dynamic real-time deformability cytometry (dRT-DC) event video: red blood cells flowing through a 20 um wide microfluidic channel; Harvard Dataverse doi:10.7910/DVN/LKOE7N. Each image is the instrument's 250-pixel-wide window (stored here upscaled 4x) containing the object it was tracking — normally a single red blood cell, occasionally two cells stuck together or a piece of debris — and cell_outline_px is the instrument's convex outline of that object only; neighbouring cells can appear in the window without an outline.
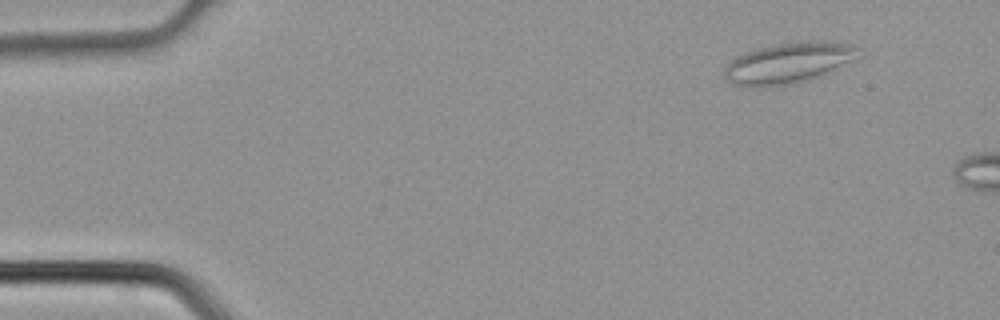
{"species": "common noctule bat (a hibernating species)", "species_latin": "Nyctalus noctula", "temperature_condition": "cold", "stored_images_in_passage": 3, "camera_frame_rate_fps": 3000, "um_per_image_px": 0.085, "animal": {"sex": "male", "body_mass_g": 21.5, "forearm_length_mm": 52.0}, "frame": {"image": 1, "passage_image": 1, "time_ms": 0.0, "image_size_px": [1000, 320], "cell_outline_px": [[860, 48], [848, 60], [832, 72], [824, 76], [808, 80], [784, 84], [756, 88], [732, 84], [724, 76], [724, 68], [736, 56], [744, 52], [776, 44], [812, 40], [840, 40], [856, 44]], "centroid_in_image_um": [67.02, 5.33], "position_along_channel_um": 18.0, "area_um2": 31.96}}